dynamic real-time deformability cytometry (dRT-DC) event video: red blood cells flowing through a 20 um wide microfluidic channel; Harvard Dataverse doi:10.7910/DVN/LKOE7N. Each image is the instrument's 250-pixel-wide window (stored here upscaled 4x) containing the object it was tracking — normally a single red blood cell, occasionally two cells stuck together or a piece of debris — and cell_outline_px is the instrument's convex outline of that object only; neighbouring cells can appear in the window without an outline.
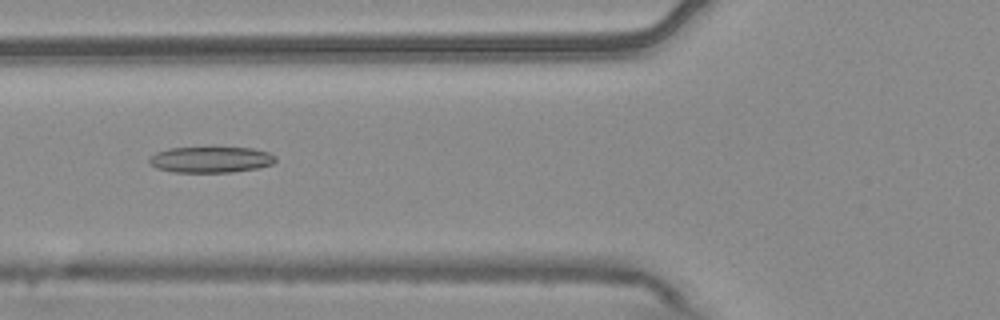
{"species": "common noctule bat (a hibernating species)", "species_latin": "Nyctalus noctula", "temperature_condition": "warm", "stored_images_in_passage": 10, "camera_frame_rate_fps": 3000, "um_per_image_px": 0.085, "animal": {"sex": "male", "body_mass_g": 20.4}, "frame": {"image": 1, "passage_image": 5, "time_ms": 1.333, "image_size_px": [1000, 320], "cell_outline_px": [[276, 160], [272, 164], [260, 168], [232, 172], [172, 172], [156, 168], [148, 164], [148, 160], [156, 152], [168, 148], [252, 148], [268, 152], [276, 156]], "centroid_in_image_um": [17.91, 13.58], "position_along_channel_um": 107.9, "area_um2": 19.19}}
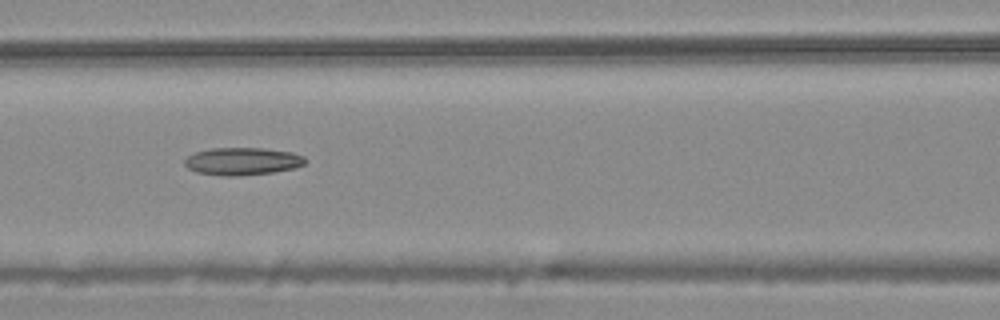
{"frame": {"image": 2, "passage_image": 6, "time_ms": 1.667, "image_size_px": [1000, 320], "cell_outline_px": [[308, 160], [304, 164], [296, 168], [272, 172], [240, 176], [220, 176], [196, 172], [188, 168], [184, 164], [184, 160], [188, 156], [196, 152], [212, 148], [264, 148], [292, 152], [304, 156]], "centroid_in_image_um": [20.62, 13.71], "position_along_channel_um": 146.0, "area_um2": 19.54}}
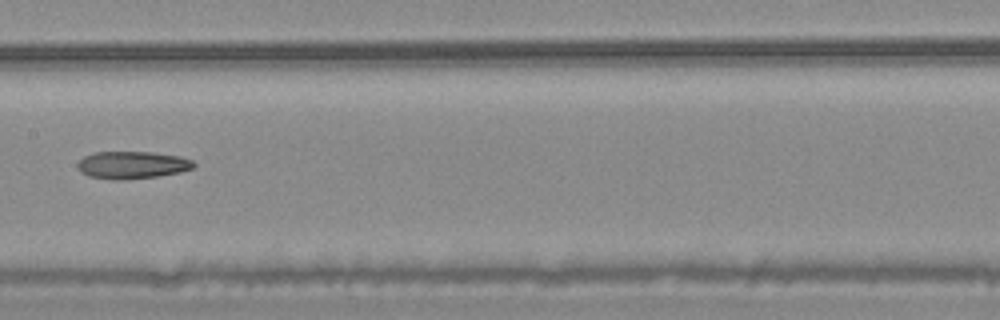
{"frame": {"image": 3, "passage_image": 7, "time_ms": 2.0, "image_size_px": [1000, 320], "cell_outline_px": [[196, 164], [192, 168], [180, 172], [156, 176], [124, 180], [112, 180], [88, 176], [80, 172], [76, 164], [84, 156], [96, 152], [152, 152], [180, 156], [192, 160]], "centroid_in_image_um": [11.21, 14.03], "position_along_channel_um": 196.2, "area_um2": 18.61}}